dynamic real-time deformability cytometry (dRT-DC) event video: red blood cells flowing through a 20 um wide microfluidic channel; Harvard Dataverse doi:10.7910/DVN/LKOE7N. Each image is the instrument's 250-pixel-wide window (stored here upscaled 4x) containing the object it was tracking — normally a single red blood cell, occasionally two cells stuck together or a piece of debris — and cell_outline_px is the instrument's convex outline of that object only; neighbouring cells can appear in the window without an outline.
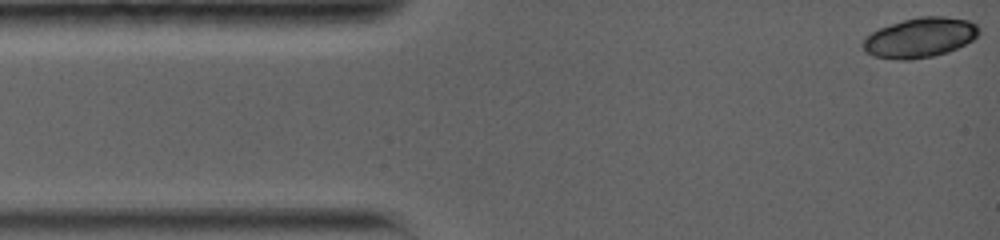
{"species": "common noctule bat (a hibernating species)", "species_latin": "Nyctalus noctula", "temperature_condition": "warm", "stored_images_in_passage": 12, "camera_frame_rate_fps": 5000, "um_per_image_px": 0.085, "animal": {"sex": "female", "body_mass_g": 19.0, "forearm_length_mm": 56.7}, "frame": {"image": 1, "passage_image": 1, "time_ms": 0.0, "image_size_px": [1000, 240], "cell_outline_px": [[980, 32], [972, 40], [948, 52], [932, 56], [912, 60], [900, 60], [876, 56], [864, 52], [860, 44], [864, 36], [880, 28], [904, 20], [920, 16], [944, 16], [968, 20], [976, 24], [980, 28]], "centroid_in_image_um": [78.17, 3.2], "position_along_channel_um": 6.8, "area_um2": 26.99}}